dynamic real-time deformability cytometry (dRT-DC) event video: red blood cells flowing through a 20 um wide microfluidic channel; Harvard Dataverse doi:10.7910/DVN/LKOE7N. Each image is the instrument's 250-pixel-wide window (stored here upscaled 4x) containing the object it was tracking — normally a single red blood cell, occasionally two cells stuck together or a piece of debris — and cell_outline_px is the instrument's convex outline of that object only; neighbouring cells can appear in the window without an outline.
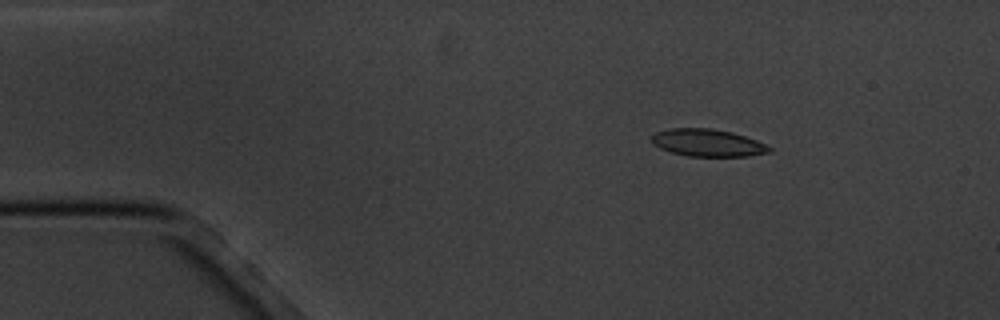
{"species": "common noctule bat (a hibernating species)", "species_latin": "Nyctalus noctula", "temperature_condition": "cold", "stored_images_in_passage": 16, "camera_frame_rate_fps": 3000, "um_per_image_px": 0.085, "animal": {"sex": "male", "body_mass_g": 20.1, "forearm_length_mm": 53.5}, "frame": {"image": 1, "passage_image": 2, "time_ms": 1.333, "image_size_px": [1000, 320], "cell_outline_px": [[772, 152], [748, 156], [688, 156], [672, 152], [660, 148], [652, 144], [652, 136], [656, 132], [668, 128], [712, 128], [732, 132], [756, 140], [772, 148]], "centroid_in_image_um": [60.15, 12.13], "position_along_channel_um": 24.9, "area_um2": 18.73}}
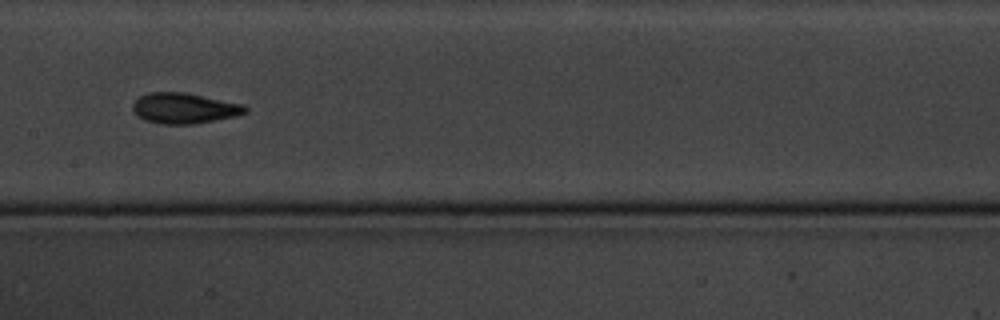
{"frame": {"image": 2, "passage_image": 8, "time_ms": 8.0, "image_size_px": [1000, 320], "cell_outline_px": [[248, 112], [236, 116], [196, 124], [160, 124], [144, 120], [136, 116], [132, 108], [132, 104], [140, 96], [148, 92], [184, 92], [244, 104], [248, 108]], "centroid_in_image_um": [15.66, 9.2], "position_along_channel_um": 191.7, "area_um2": 20.29}}
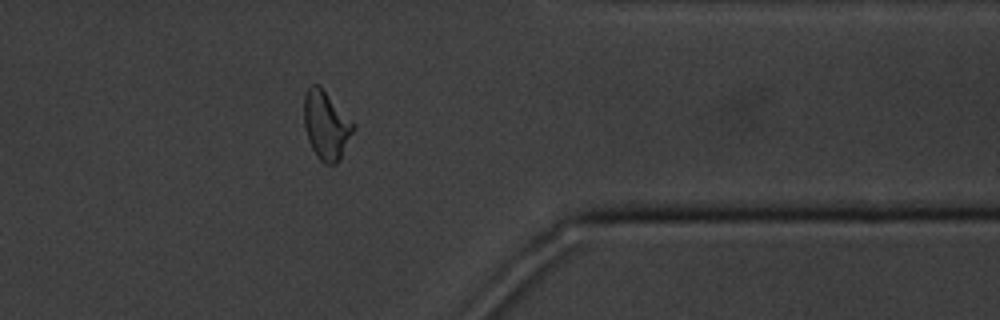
{"frame": {"image": 3, "passage_image": 13, "time_ms": 14.0, "image_size_px": [1000, 320], "cell_outline_px": [[356, 128], [336, 164], [324, 164], [316, 156], [308, 140], [304, 124], [304, 96], [308, 84], [320, 84], [356, 124]], "centroid_in_image_um": [27.72, 10.59], "position_along_channel_um": 383.7, "area_um2": 20.0}, "authors_computed_cell_mechanics": {"area_um2": 19.5075, "velocity_mm_per_s": 3.4362, "shape_relaxation_time_tau1_ms": 7.1384, "shape_relaxation_time_tau2_ms": 3.7272, "deformation_change_tau1": 0.1709, "deformation_change_tau2": 0.0898}}